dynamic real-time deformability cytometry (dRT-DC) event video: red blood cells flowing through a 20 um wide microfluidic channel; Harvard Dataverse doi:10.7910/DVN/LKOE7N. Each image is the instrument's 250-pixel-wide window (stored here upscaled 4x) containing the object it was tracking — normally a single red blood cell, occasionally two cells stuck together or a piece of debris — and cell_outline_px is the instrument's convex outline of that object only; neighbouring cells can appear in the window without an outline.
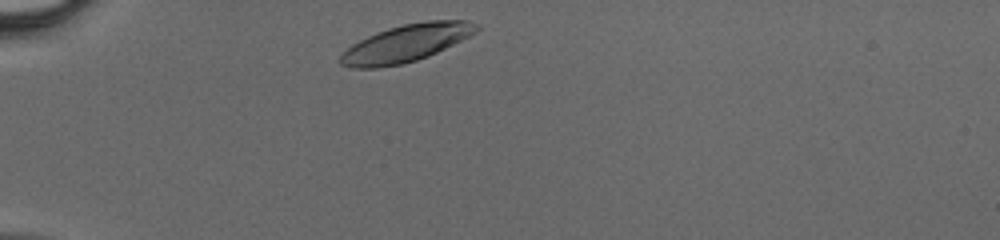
{"species": "human", "species_latin": "Homo sapiens", "temperature_condition": "cold", "stored_images_in_passage": 28, "camera_frame_rate_fps": 3000, "um_per_image_px": 0.085, "donor": {"sex": "male"}, "frame": {"image": 1, "passage_image": 1, "time_ms": 0.0, "image_size_px": [1000, 240], "cell_outline_px": [[480, 28], [476, 32], [428, 56], [404, 64], [376, 68], [352, 68], [340, 64], [340, 56], [352, 44], [368, 36], [388, 28], [404, 24], [428, 20], [468, 20], [476, 24]], "centroid_in_image_um": [34.5, 3.67], "position_along_channel_um": 50.5, "area_um2": 29.19}}
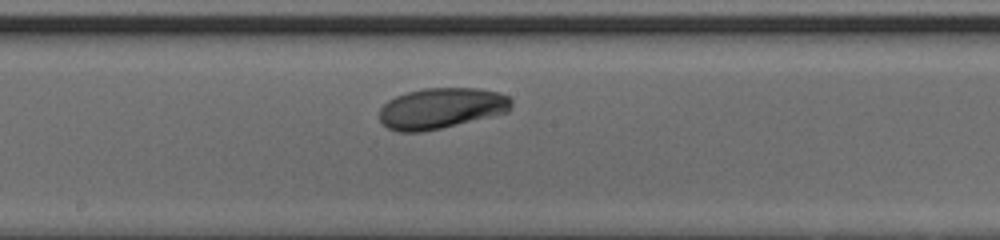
{"frame": {"image": 2, "passage_image": 14, "time_ms": 4.333, "image_size_px": [1000, 240], "cell_outline_px": [[512, 104], [508, 112], [440, 128], [420, 132], [396, 132], [388, 128], [380, 120], [380, 108], [388, 100], [396, 96], [408, 92], [424, 88], [480, 88], [500, 92], [508, 96], [512, 100]], "centroid_in_image_um": [37.51, 9.19], "position_along_channel_um": 210.7, "area_um2": 31.33}}
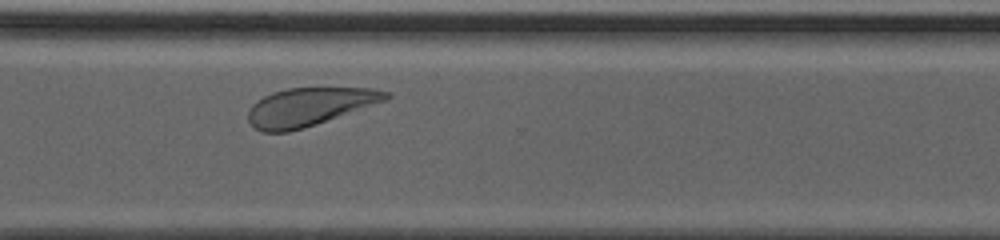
{"frame": {"image": 3, "passage_image": 23, "time_ms": 7.333, "image_size_px": [1000, 240], "cell_outline_px": [[392, 96], [388, 100], [304, 128], [288, 132], [260, 132], [248, 120], [248, 108], [256, 100], [272, 92], [288, 88], [372, 88], [388, 92]], "centroid_in_image_um": [26.28, 9.07], "position_along_channel_um": 344.3, "area_um2": 30.63}}